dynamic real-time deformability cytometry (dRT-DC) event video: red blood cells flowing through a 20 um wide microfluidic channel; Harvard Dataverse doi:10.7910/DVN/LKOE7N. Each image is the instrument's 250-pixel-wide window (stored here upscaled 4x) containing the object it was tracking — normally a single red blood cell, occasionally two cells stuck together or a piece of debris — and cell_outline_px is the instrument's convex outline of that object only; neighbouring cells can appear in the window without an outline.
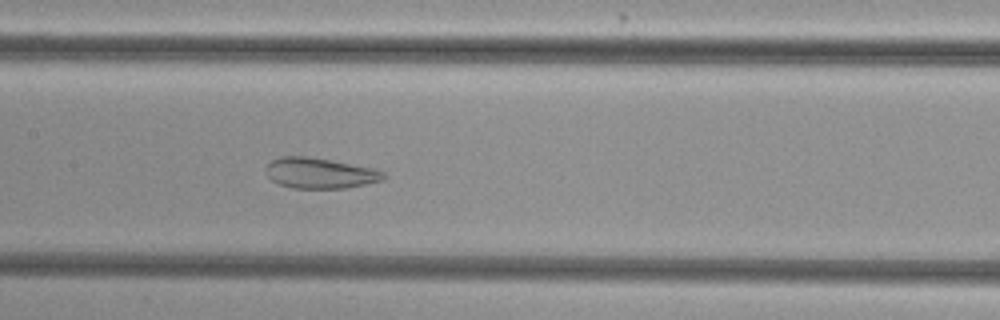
{"species": "common noctule bat (a hibernating species)", "species_latin": "Nyctalus noctula", "temperature_condition": "cold", "stored_images_in_passage": 41, "camera_frame_rate_fps": 3000, "um_per_image_px": 0.085, "animal": {"sex": "female", "body_mass_g": 29.2, "forearm_length_mm": 56.3}, "frame": {"image": 1, "passage_image": 13, "time_ms": 4.0, "image_size_px": [1000, 320], "cell_outline_px": [[388, 176], [384, 180], [344, 188], [292, 188], [280, 184], [272, 180], [264, 172], [264, 168], [272, 160], [280, 156], [308, 156], [332, 160], [372, 168], [384, 172]], "centroid_in_image_um": [27.17, 14.71], "position_along_channel_um": 180.2, "area_um2": 21.04}}
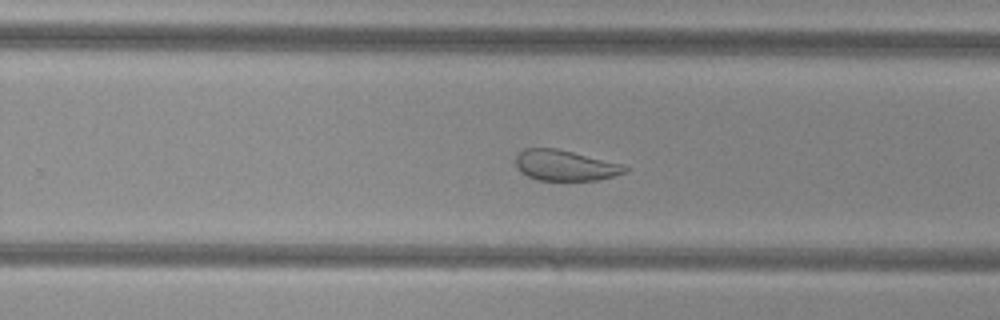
{"frame": {"image": 2, "passage_image": 21, "time_ms": 6.667, "image_size_px": [1000, 320], "cell_outline_px": [[628, 172], [616, 176], [596, 180], [536, 180], [520, 172], [516, 164], [516, 156], [524, 148], [556, 148], [620, 164], [628, 168]], "centroid_in_image_um": [48.02, 14.07], "position_along_channel_um": 281.8, "area_um2": 19.31}}
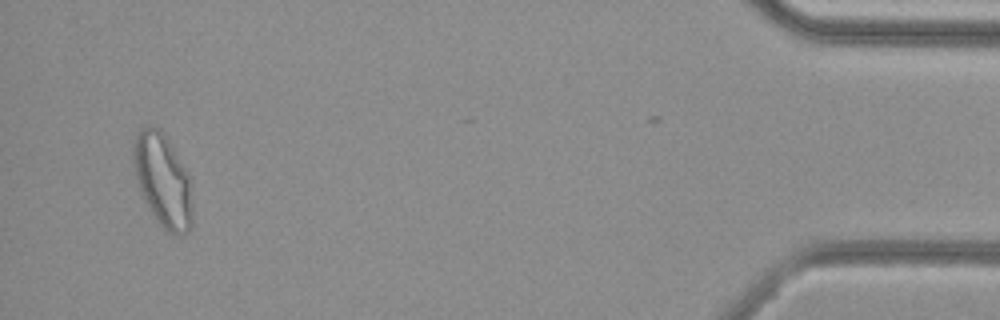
{"frame": {"image": 3, "passage_image": 38, "time_ms": 12.333, "image_size_px": [1000, 320], "cell_outline_px": [[192, 224], [188, 232], [180, 236], [176, 236], [164, 232], [148, 208], [140, 192], [132, 164], [132, 144], [140, 128], [148, 124], [152, 124], [160, 128], [164, 132], [188, 172], [192, 188]], "centroid_in_image_um": [13.83, 15.33], "position_along_channel_um": 421.4, "area_um2": 33.18}, "authors_computed_cell_mechanics": {"area_um2": 23.8714, "velocity_mm_per_s": 3.8175, "shape_relaxation_time_tau1_ms": null, "shape_relaxation_time_tau2_ms": 1.2459, "deformation_change_tau1": null, "deformation_change_tau2": 0.0863}}